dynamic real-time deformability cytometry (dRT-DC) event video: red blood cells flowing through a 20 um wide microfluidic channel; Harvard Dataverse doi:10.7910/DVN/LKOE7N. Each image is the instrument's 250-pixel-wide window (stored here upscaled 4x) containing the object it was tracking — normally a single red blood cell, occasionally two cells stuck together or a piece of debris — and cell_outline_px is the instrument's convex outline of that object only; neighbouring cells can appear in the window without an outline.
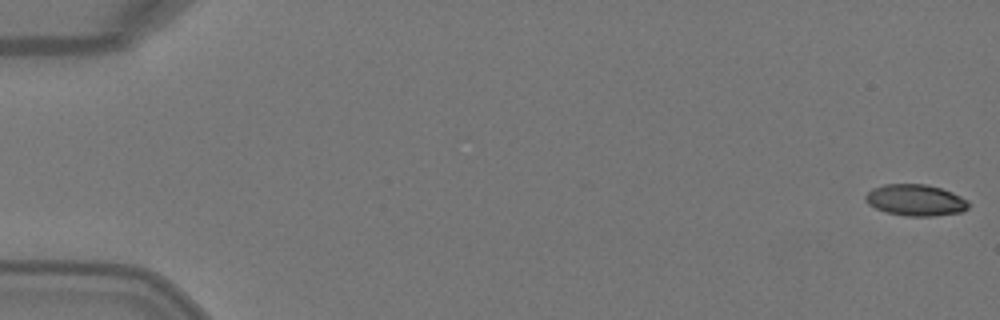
{"species": "Egyptian fruit bat (a non-hibernating species)", "species_latin": "Rousettus aegyptiacus", "temperature_condition": "warm", "stored_images_in_passage": 4, "camera_frame_rate_fps": 3000, "um_per_image_px": 0.085, "animal": {"sex": "female"}, "frame": {"image": 1, "passage_image": 1, "time_ms": 0.0, "image_size_px": [1000, 320], "cell_outline_px": [[968, 208], [960, 212], [932, 216], [904, 216], [888, 212], [876, 208], [868, 204], [864, 200], [864, 196], [872, 188], [884, 184], [924, 184], [940, 188], [952, 192], [968, 200]], "centroid_in_image_um": [77.79, 17.01], "position_along_channel_um": 7.2, "area_um2": 18.79}}
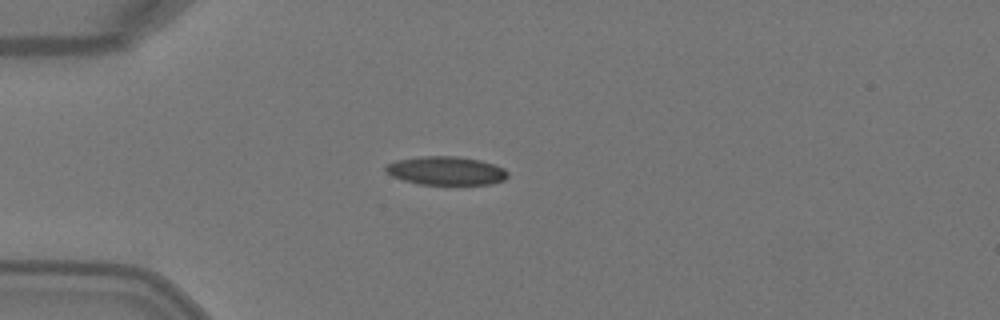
{"frame": {"image": 2, "passage_image": 4, "time_ms": 1.0, "image_size_px": [1000, 320], "cell_outline_px": [[508, 176], [504, 180], [492, 184], [420, 184], [404, 180], [392, 176], [384, 172], [384, 164], [396, 160], [420, 156], [460, 156], [480, 160], [504, 168], [508, 172]], "centroid_in_image_um": [37.88, 14.5], "position_along_channel_um": 47.1, "area_um2": 20.46}}